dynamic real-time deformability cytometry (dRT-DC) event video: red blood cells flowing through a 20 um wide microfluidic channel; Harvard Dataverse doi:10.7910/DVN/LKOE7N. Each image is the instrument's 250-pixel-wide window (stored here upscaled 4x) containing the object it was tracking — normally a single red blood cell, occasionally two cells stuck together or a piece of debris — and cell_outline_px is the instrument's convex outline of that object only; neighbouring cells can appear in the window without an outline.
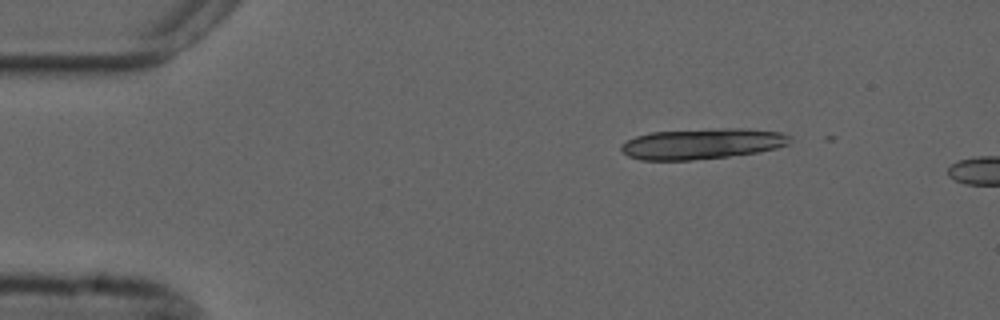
{"species": "common noctule bat (a hibernating species)", "species_latin": "Nyctalus noctula", "temperature_condition": "cold", "stored_images_in_passage": 4, "camera_frame_rate_fps": 3000, "um_per_image_px": 0.085, "animal": {"sex": "male", "forearm_length_mm": 52.5}, "frame": {"image": 1, "passage_image": 1, "time_ms": 0.0, "image_size_px": [1000, 320], "cell_outline_px": [[792, 140], [788, 144], [776, 148], [756, 152], [728, 156], [692, 160], [640, 160], [628, 156], [620, 148], [620, 144], [636, 136], [652, 132], [724, 128], [744, 128], [780, 132], [792, 136]], "centroid_in_image_um": [59.69, 12.21], "position_along_channel_um": 25.3, "area_um2": 30.06}}